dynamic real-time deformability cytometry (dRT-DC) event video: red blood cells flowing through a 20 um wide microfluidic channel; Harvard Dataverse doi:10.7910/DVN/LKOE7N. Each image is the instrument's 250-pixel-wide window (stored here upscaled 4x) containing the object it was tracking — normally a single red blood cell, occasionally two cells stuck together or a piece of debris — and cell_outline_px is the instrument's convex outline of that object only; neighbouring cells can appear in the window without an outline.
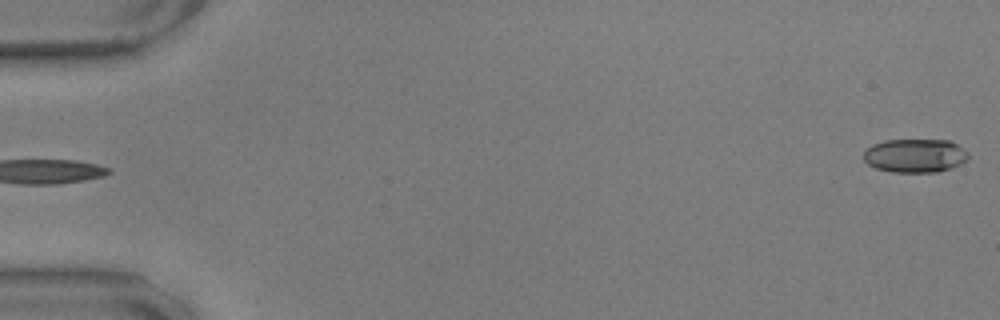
{"species": "common noctule bat (a hibernating species)", "species_latin": "Nyctalus noctula", "temperature_condition": "warm", "stored_images_in_passage": 11, "camera_frame_rate_fps": 3000, "um_per_image_px": 0.085, "animal": {"sex": "male", "body_mass_g": 17.9, "forearm_length_mm": 54.2}, "frame": {"image": 1, "passage_image": 1, "time_ms": 0.0, "image_size_px": [1000, 320], "cell_outline_px": [[968, 160], [952, 168], [936, 172], [892, 172], [876, 168], [868, 164], [864, 160], [864, 152], [872, 144], [884, 140], [948, 140], [964, 148], [968, 152]], "centroid_in_image_um": [77.79, 13.23], "position_along_channel_um": 7.2, "area_um2": 20.63}}